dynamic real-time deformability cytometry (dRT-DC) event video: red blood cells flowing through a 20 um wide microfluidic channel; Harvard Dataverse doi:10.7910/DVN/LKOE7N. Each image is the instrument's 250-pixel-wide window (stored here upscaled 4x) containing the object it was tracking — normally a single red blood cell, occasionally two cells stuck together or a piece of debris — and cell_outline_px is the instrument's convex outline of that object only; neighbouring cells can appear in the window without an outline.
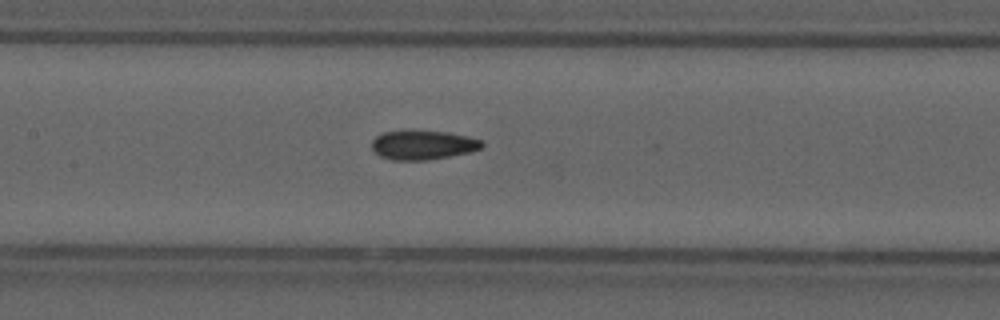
{"species": "common noctule bat (a hibernating species)", "species_latin": "Nyctalus noctula", "temperature_condition": "cold", "stored_images_in_passage": 8, "camera_frame_rate_fps": 3000, "um_per_image_px": 0.085, "animal": {"sex": "male", "forearm_length_mm": 52.5}, "frame": {"image": 1, "passage_image": 8, "time_ms": 2.333, "image_size_px": [1000, 320], "cell_outline_px": [[484, 144], [480, 148], [472, 152], [428, 160], [392, 160], [380, 156], [372, 148], [372, 140], [376, 136], [384, 132], [448, 132], [468, 136], [480, 140]], "centroid_in_image_um": [35.97, 12.35], "position_along_channel_um": 171.4, "area_um2": 18.38}}